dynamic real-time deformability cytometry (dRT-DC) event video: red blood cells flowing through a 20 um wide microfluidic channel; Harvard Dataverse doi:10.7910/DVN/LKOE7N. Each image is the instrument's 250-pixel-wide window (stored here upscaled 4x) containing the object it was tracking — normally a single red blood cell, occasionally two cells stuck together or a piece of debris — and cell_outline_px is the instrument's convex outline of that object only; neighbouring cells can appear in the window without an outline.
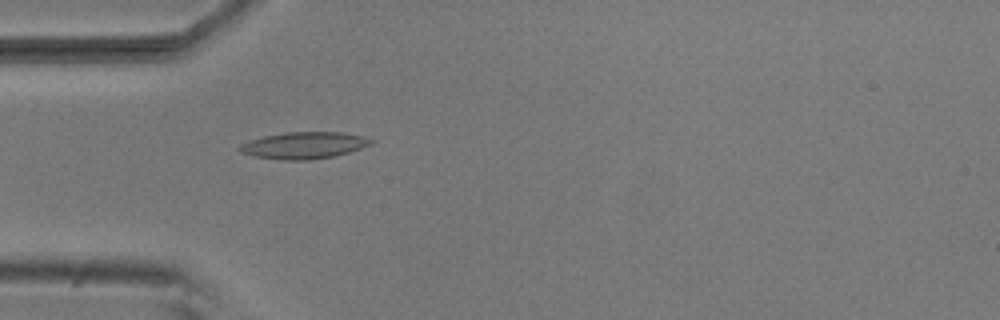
{"species": "common noctule bat (a hibernating species)", "species_latin": "Nyctalus noctula", "temperature_condition": "room temperature", "stored_images_in_passage": 53, "camera_frame_rate_fps": 3000, "um_per_image_px": 0.085, "animal": {"sex": "male", "body_mass_g": 20.5, "forearm_length_mm": 52.5}, "frame": {"image": 1, "passage_image": 16, "time_ms": 5.0, "image_size_px": [1000, 320], "cell_outline_px": [[376, 140], [372, 144], [336, 156], [308, 160], [280, 160], [256, 156], [240, 152], [240, 144], [248, 140], [264, 136], [284, 132], [340, 132], [364, 136]], "centroid_in_image_um": [25.86, 12.35], "position_along_channel_um": 59.1, "area_um2": 20.52}}
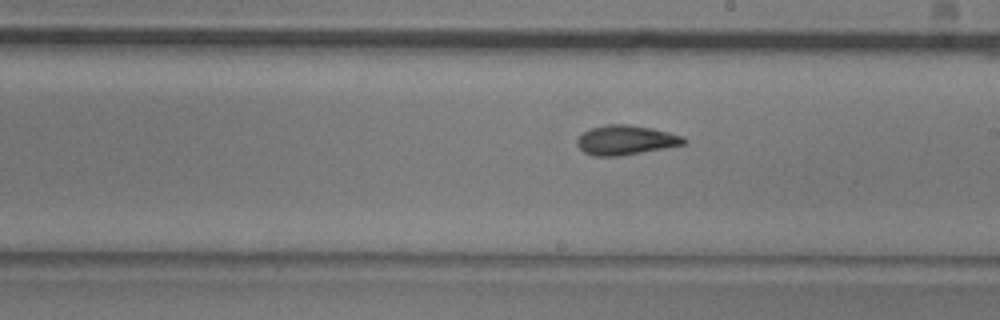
{"frame": {"image": 2, "passage_image": 30, "time_ms": 9.667, "image_size_px": [1000, 320], "cell_outline_px": [[688, 140], [684, 144], [664, 148], [620, 156], [592, 156], [584, 152], [576, 144], [576, 140], [584, 132], [592, 128], [608, 124], [632, 124], [652, 128], [684, 136]], "centroid_in_image_um": [53.2, 11.9], "position_along_channel_um": 235.8, "area_um2": 18.38}}
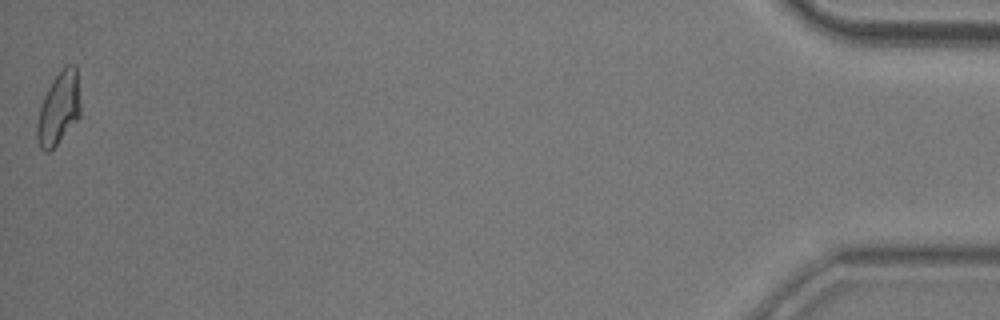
{"frame": {"image": 3, "passage_image": 53, "time_ms": 17.333, "image_size_px": [1000, 320], "cell_outline_px": [[80, 116], [56, 144], [48, 152], [44, 152], [40, 148], [36, 136], [36, 124], [40, 108], [44, 96], [52, 80], [68, 64], [76, 64], [80, 104]], "centroid_in_image_um": [4.98, 9.22], "position_along_channel_um": 430.2, "area_um2": 18.09}, "authors_computed_cell_mechanics": {"area_um2": 18.3804, "velocity_mm_per_s": 3.8141, "shape_relaxation_time_tau1_ms": 9.7422, "shape_relaxation_time_tau2_ms": 2.3136, "deformation_change_tau1": 0.2269, "deformation_change_tau2": 0.0905}}